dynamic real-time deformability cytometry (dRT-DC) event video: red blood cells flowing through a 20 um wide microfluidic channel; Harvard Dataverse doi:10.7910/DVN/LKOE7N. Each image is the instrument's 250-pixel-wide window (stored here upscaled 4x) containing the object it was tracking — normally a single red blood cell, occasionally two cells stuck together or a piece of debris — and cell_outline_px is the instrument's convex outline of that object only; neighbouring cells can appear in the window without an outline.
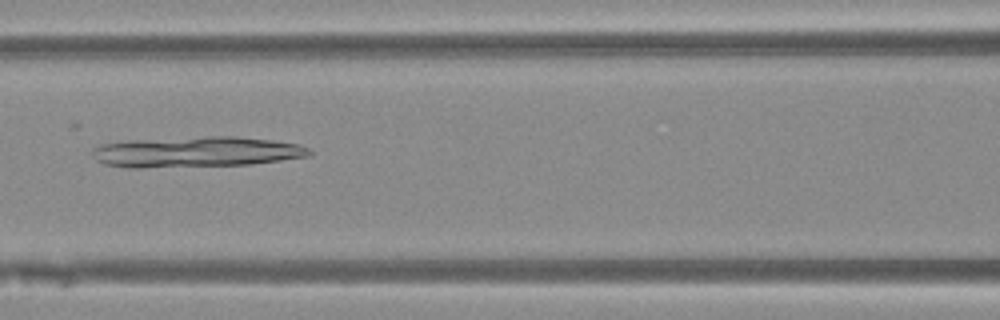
{"species": "Egyptian fruit bat (a non-hibernating species)", "species_latin": "Rousettus aegyptiacus", "temperature_condition": "warm", "stored_images_in_passage": 31, "camera_frame_rate_fps": 3000, "um_per_image_px": 0.085, "animal": {"sex": "female"}, "frame": {"image": 1, "passage_image": 8, "time_ms": 2.333, "image_size_px": [1000, 320], "cell_outline_px": [[312, 156], [248, 164], [140, 168], [128, 168], [104, 164], [96, 160], [92, 152], [92, 148], [100, 144], [136, 140], [212, 136], [236, 136], [272, 140], [296, 144], [308, 148], [312, 152]], "centroid_in_image_um": [16.67, 12.91], "position_along_channel_um": 149.9, "area_um2": 38.49}}
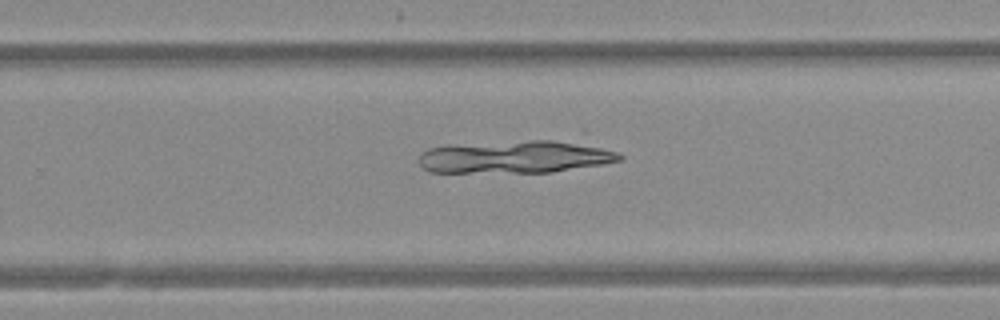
{"frame": {"image": 2, "passage_image": 18, "time_ms": 5.667, "image_size_px": [1000, 320], "cell_outline_px": [[624, 160], [600, 164], [548, 172], [428, 172], [420, 164], [420, 152], [428, 148], [448, 144], [584, 132], [624, 156]], "centroid_in_image_um": [44.19, 13.15], "position_along_channel_um": 285.6, "area_um2": 43.06}}
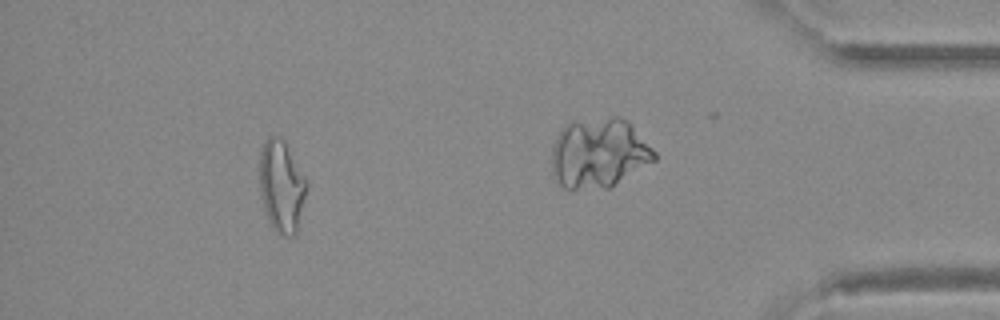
{"frame": {"image": 3, "passage_image": 26, "time_ms": 8.333, "image_size_px": [1000, 320], "cell_outline_px": [[308, 184], [296, 232], [292, 236], [284, 236], [276, 232], [264, 208], [260, 196], [260, 152], [264, 140], [268, 136], [280, 136], [284, 140], [304, 176]], "centroid_in_image_um": [23.92, 15.79], "position_along_channel_um": 411.3, "area_um2": 24.85}}